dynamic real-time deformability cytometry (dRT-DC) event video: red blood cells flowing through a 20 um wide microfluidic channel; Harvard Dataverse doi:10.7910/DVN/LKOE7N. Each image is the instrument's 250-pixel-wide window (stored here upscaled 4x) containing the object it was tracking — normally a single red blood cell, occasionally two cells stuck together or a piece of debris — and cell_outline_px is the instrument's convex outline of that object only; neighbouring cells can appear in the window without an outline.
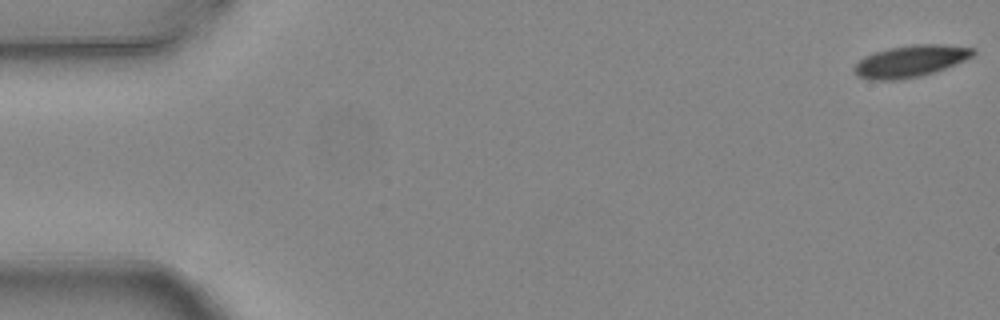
{"species": "common noctule bat (a hibernating species)", "species_latin": "Nyctalus noctula", "temperature_condition": "warm", "stored_images_in_passage": 6, "camera_frame_rate_fps": 3000, "um_per_image_px": 0.085, "animal": {"sex": "female", "body_mass_g": 24.6, "forearm_length_mm": 56.2}, "frame": {"image": 1, "passage_image": 1, "time_ms": 0.0, "image_size_px": [1000, 320], "cell_outline_px": [[976, 52], [972, 56], [956, 64], [936, 72], [920, 76], [900, 80], [868, 80], [856, 76], [852, 72], [852, 68], [864, 56], [888, 48], [912, 44], [940, 44], [976, 48]], "centroid_in_image_um": [77.36, 5.21], "position_along_channel_um": 7.6, "area_um2": 22.31}}
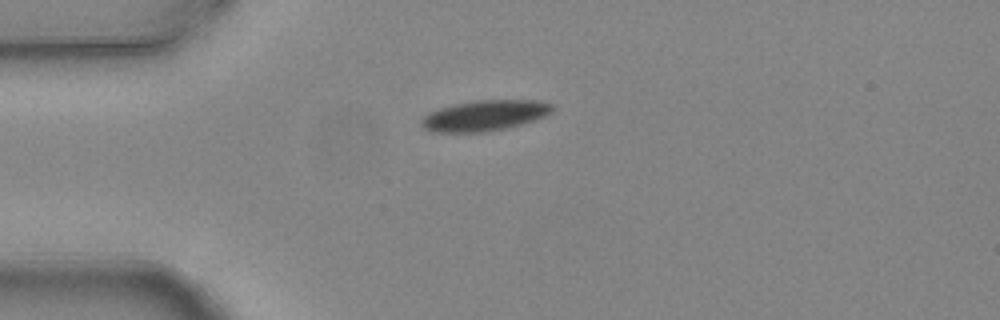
{"frame": {"image": 2, "passage_image": 4, "time_ms": 1.0, "image_size_px": [1000, 320], "cell_outline_px": [[556, 108], [552, 112], [536, 120], [488, 132], [432, 132], [424, 128], [420, 124], [420, 120], [424, 116], [440, 108], [456, 104], [476, 100], [540, 100], [552, 104]], "centroid_in_image_um": [41.23, 9.82], "position_along_channel_um": 43.8, "area_um2": 23.35}}
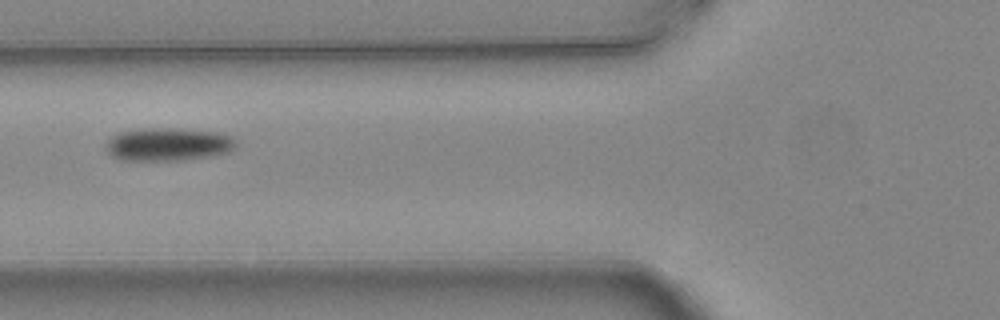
{"frame": {"image": 3, "passage_image": 6, "time_ms": 1.667, "image_size_px": [1000, 320], "cell_outline_px": [[236, 148], [228, 152], [216, 156], [184, 160], [120, 160], [112, 156], [104, 148], [104, 144], [112, 136], [120, 132], [140, 128], [180, 128], [216, 132], [232, 136], [236, 140]], "centroid_in_image_um": [14.3, 12.27], "position_along_channel_um": 111.5, "area_um2": 25.55}}